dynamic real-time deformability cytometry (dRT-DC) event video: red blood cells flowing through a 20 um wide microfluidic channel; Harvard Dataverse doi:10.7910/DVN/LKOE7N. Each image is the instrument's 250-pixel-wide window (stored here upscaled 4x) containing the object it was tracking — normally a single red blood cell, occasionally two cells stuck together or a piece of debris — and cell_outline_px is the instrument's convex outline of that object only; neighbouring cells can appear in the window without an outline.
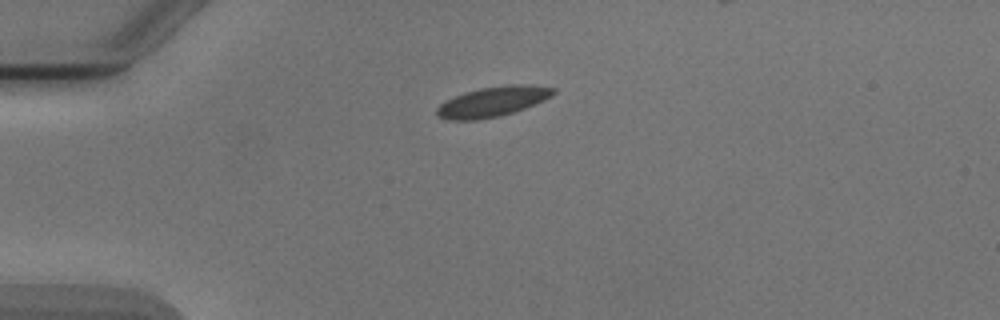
{"species": "Egyptian fruit bat (a non-hibernating species)", "species_latin": "Rousettus aegyptiacus", "temperature_condition": "cold", "stored_images_in_passage": 5, "camera_frame_rate_fps": 3000, "um_per_image_px": 0.085, "animal": {"sex": "male"}, "frame": {"image": 1, "passage_image": 1, "time_ms": 0.0, "image_size_px": [1000, 320], "cell_outline_px": [[556, 92], [552, 96], [536, 104], [500, 116], [476, 120], [448, 120], [436, 116], [436, 108], [440, 104], [464, 92], [480, 88], [504, 84], [524, 84], [556, 88]], "centroid_in_image_um": [41.88, 8.63], "position_along_channel_um": 43.1, "area_um2": 20.46}}
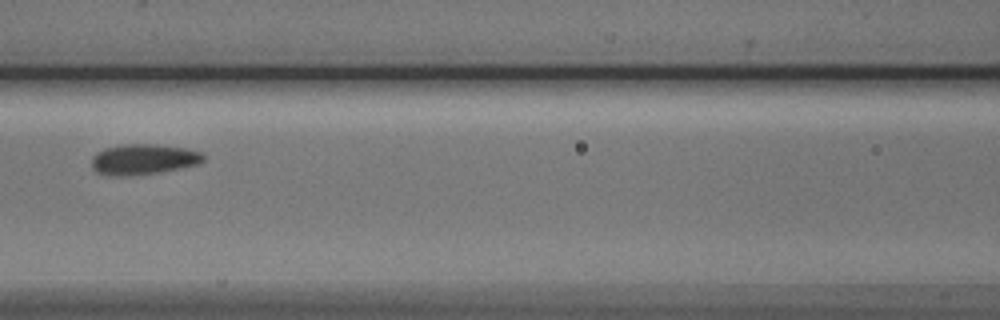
{"frame": {"image": 2, "passage_image": 4, "time_ms": 3.667, "image_size_px": [1000, 320], "cell_outline_px": [[204, 160], [200, 164], [160, 172], [128, 176], [108, 176], [96, 172], [92, 168], [92, 156], [96, 152], [104, 148], [124, 144], [152, 144], [184, 148], [200, 152], [204, 156]], "centroid_in_image_um": [12.15, 13.55], "position_along_channel_um": 154.5, "area_um2": 20.0}}
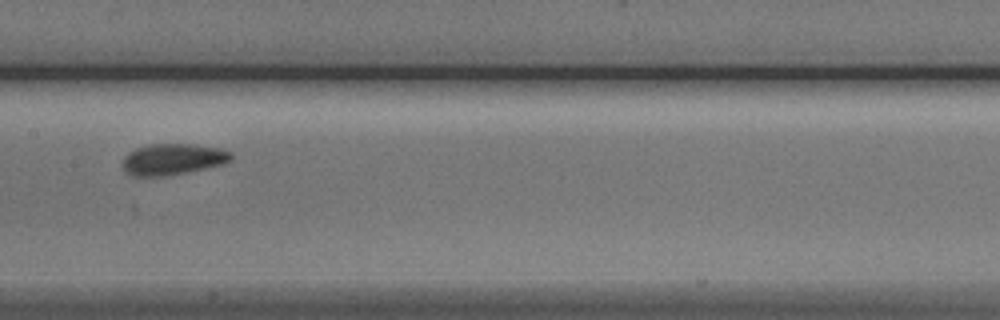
{"frame": {"image": 3, "passage_image": 5, "time_ms": 4.667, "image_size_px": [1000, 320], "cell_outline_px": [[232, 160], [224, 164], [188, 172], [164, 176], [132, 176], [120, 164], [124, 156], [128, 152], [136, 148], [148, 144], [196, 144], [220, 148], [232, 152]], "centroid_in_image_um": [14.69, 13.53], "position_along_channel_um": 192.7, "area_um2": 20.0}}